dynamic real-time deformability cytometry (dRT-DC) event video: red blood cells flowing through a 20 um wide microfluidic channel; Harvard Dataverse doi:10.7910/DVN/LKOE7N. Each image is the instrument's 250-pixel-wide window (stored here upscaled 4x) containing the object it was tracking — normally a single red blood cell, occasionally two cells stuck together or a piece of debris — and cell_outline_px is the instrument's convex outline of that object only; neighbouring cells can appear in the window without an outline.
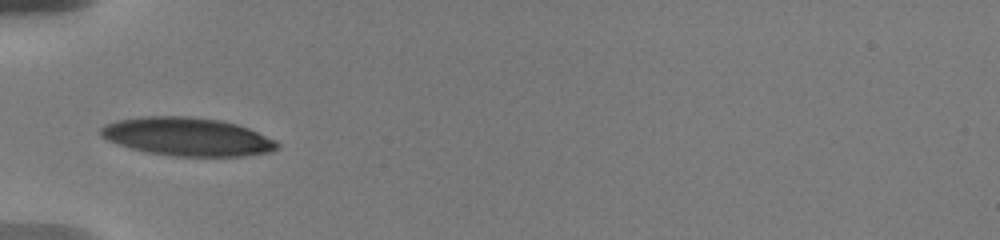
{"species": "human", "species_latin": "Homo sapiens", "temperature_condition": "warm", "stored_images_in_passage": 9, "camera_frame_rate_fps": 3000, "um_per_image_px": 0.085, "donor": {"sex": "male"}, "frame": {"image": 1, "passage_image": 1, "time_ms": 0.0, "image_size_px": [1000, 240], "cell_outline_px": [[280, 148], [272, 152], [244, 156], [172, 156], [148, 152], [132, 148], [108, 140], [100, 136], [100, 128], [104, 124], [120, 120], [148, 116], [184, 116], [220, 120], [236, 124], [248, 128], [276, 140], [280, 144]], "centroid_in_image_um": [15.97, 11.63], "position_along_channel_um": 69.0, "area_um2": 39.25}}
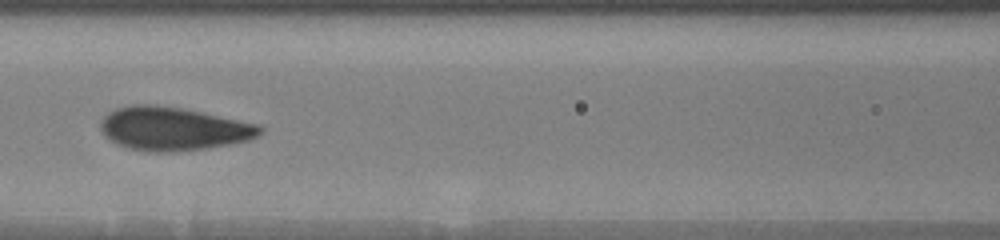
{"frame": {"image": 2, "passage_image": 5, "time_ms": 2.333, "image_size_px": [1000, 240], "cell_outline_px": [[264, 128], [260, 136], [248, 140], [228, 144], [204, 148], [172, 152], [148, 152], [128, 148], [104, 136], [100, 128], [100, 120], [112, 108], [128, 104], [156, 104], [184, 108], [260, 124]], "centroid_in_image_um": [14.71, 10.91], "position_along_channel_um": 151.9, "area_um2": 40.81}}
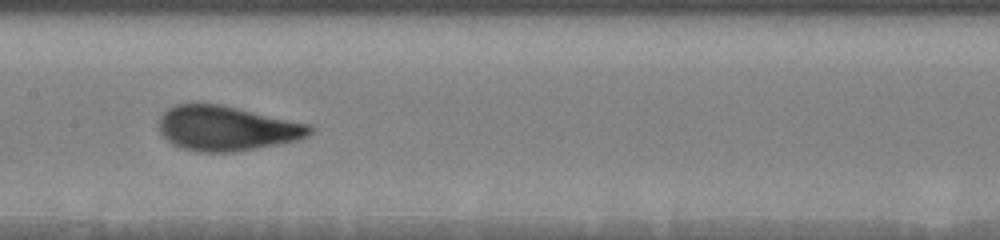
{"frame": {"image": 3, "passage_image": 8, "time_ms": 3.333, "image_size_px": [1000, 240], "cell_outline_px": [[312, 132], [308, 136], [300, 140], [280, 144], [236, 152], [200, 152], [180, 148], [172, 144], [160, 132], [160, 116], [168, 108], [176, 104], [220, 104], [312, 124]], "centroid_in_image_um": [19.31, 10.92], "position_along_channel_um": 188.1, "area_um2": 39.59}}